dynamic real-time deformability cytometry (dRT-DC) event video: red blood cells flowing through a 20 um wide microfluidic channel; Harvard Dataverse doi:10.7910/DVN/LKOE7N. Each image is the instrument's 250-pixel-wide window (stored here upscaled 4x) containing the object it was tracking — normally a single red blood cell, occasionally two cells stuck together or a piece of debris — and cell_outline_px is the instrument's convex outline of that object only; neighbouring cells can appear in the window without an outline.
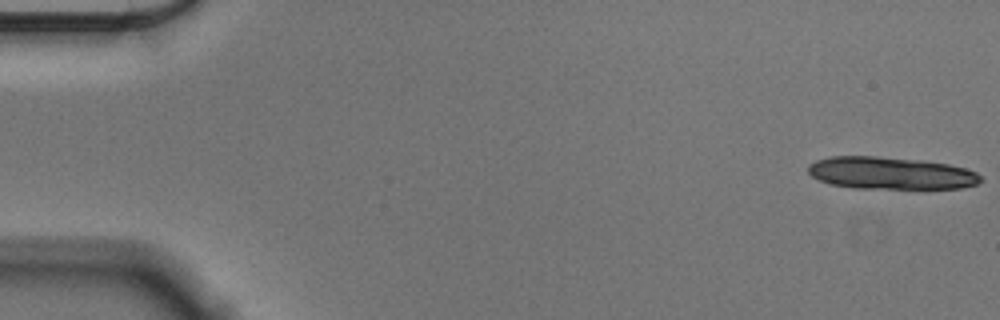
{"species": "Egyptian fruit bat (a non-hibernating species)", "species_latin": "Rousettus aegyptiacus", "temperature_condition": "cold", "stored_images_in_passage": 14, "camera_frame_rate_fps": 3000, "um_per_image_px": 0.085, "animal": {"sex": "male"}, "frame": {"image": 1, "passage_image": 1, "time_ms": 0.0, "image_size_px": [1000, 320], "cell_outline_px": [[984, 180], [976, 184], [960, 188], [852, 188], [832, 184], [820, 180], [812, 176], [808, 172], [808, 164], [816, 160], [832, 156], [876, 156], [920, 160], [948, 164], [964, 168], [976, 172]], "centroid_in_image_um": [75.7, 14.71], "position_along_channel_um": 9.3, "area_um2": 32.37}}